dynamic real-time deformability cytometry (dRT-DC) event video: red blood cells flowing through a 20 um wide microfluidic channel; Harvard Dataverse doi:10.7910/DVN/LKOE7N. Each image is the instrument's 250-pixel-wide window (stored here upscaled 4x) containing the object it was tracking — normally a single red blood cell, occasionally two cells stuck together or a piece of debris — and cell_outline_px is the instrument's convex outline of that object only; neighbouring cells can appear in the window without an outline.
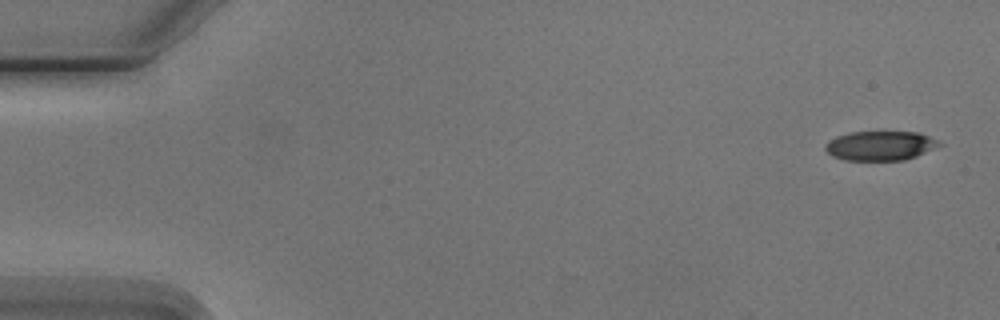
{"species": "Egyptian fruit bat (a non-hibernating species)", "species_latin": "Rousettus aegyptiacus", "temperature_condition": "cold", "stored_images_in_passage": 5, "camera_frame_rate_fps": 3000, "um_per_image_px": 0.085, "animal": {"sex": "male"}, "frame": {"image": 1, "passage_image": 1, "time_ms": 0.0, "image_size_px": [1000, 320], "cell_outline_px": [[944, 144], [916, 156], [904, 160], [844, 160], [832, 156], [824, 148], [824, 144], [828, 140], [836, 136], [848, 132], [920, 132], [940, 140]], "centroid_in_image_um": [74.83, 12.37], "position_along_channel_um": 10.2, "area_um2": 19.77}}
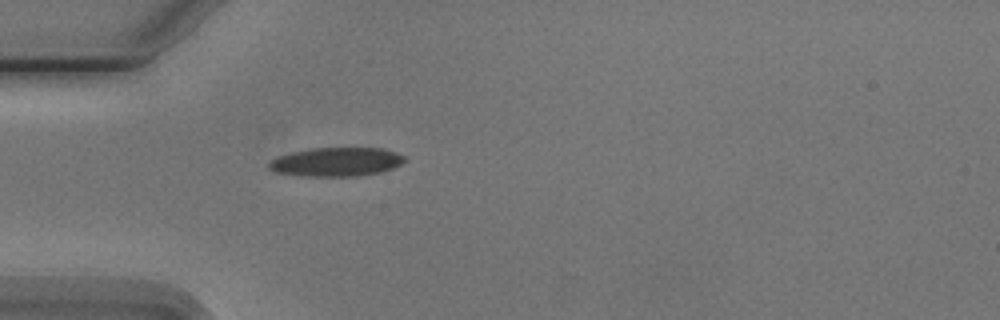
{"frame": {"image": 2, "passage_image": 5, "time_ms": 4.667, "image_size_px": [1000, 320], "cell_outline_px": [[408, 160], [392, 168], [380, 172], [356, 176], [304, 176], [276, 172], [268, 168], [268, 164], [272, 160], [280, 156], [292, 152], [312, 148], [380, 148], [396, 152], [404, 156]], "centroid_in_image_um": [28.61, 13.76], "position_along_channel_um": 56.4, "area_um2": 22.66}}